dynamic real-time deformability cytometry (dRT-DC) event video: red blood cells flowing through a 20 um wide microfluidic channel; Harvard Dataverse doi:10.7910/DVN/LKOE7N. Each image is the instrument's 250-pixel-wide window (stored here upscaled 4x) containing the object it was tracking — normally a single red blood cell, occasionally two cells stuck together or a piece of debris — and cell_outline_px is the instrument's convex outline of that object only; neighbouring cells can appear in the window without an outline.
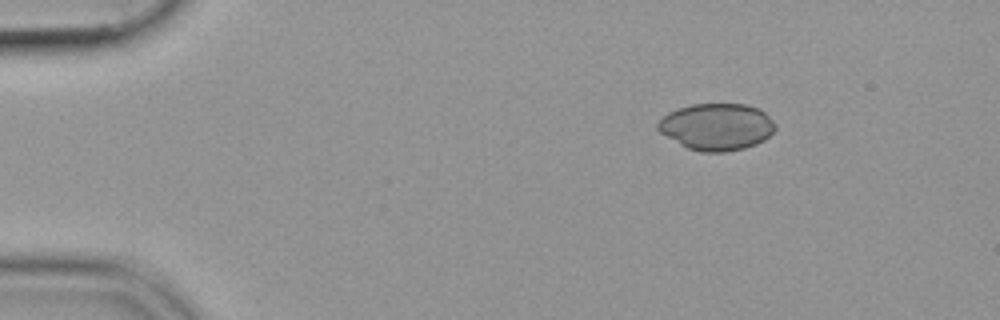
{"species": "common noctule bat (a hibernating species)", "species_latin": "Nyctalus noctula", "temperature_condition": "cold", "stored_images_in_passage": 47, "camera_frame_rate_fps": 3000, "um_per_image_px": 0.085, "animal": {"sex": "female", "body_mass_g": 19.9}, "frame": {"image": 1, "passage_image": 1, "time_ms": 0.0, "image_size_px": [1000, 320], "cell_outline_px": [[776, 128], [764, 140], [756, 144], [744, 148], [724, 152], [700, 152], [688, 148], [680, 144], [660, 132], [656, 128], [656, 124], [668, 112], [676, 108], [692, 104], [748, 104], [760, 108], [776, 124]], "centroid_in_image_um": [60.92, 10.76], "position_along_channel_um": 24.1, "area_um2": 32.14}}
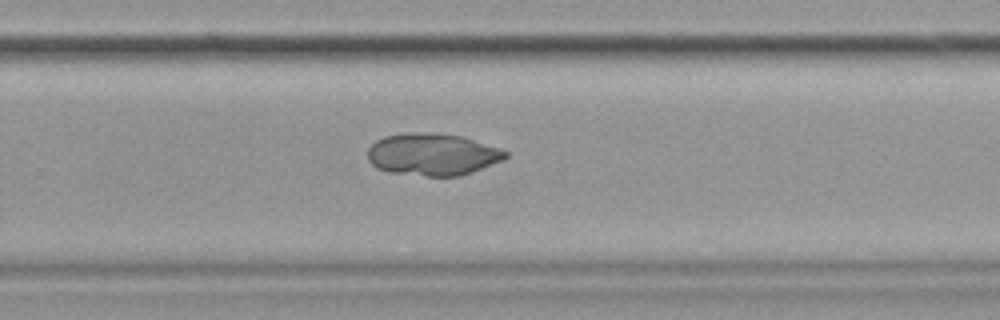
{"frame": {"image": 2, "passage_image": 29, "time_ms": 9.333, "image_size_px": [1000, 320], "cell_outline_px": [[508, 156], [504, 160], [472, 172], [460, 176], [428, 176], [388, 172], [376, 168], [368, 160], [368, 148], [376, 140], [384, 136], [404, 132], [432, 132], [464, 136], [504, 148], [508, 152]], "centroid_in_image_um": [36.8, 13.11], "position_along_channel_um": 293.0, "area_um2": 34.51}}
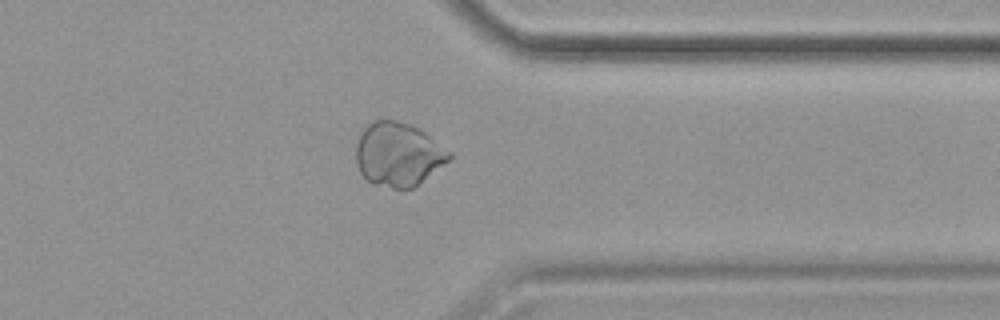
{"frame": {"image": 3, "passage_image": 36, "time_ms": 11.667, "image_size_px": [1000, 320], "cell_outline_px": [[452, 160], [412, 188], [392, 188], [372, 184], [360, 172], [356, 164], [356, 144], [360, 132], [372, 120], [396, 120], [412, 124], [420, 128], [452, 152]], "centroid_in_image_um": [33.87, 13.1], "position_along_channel_um": 377.5, "area_um2": 35.14}}